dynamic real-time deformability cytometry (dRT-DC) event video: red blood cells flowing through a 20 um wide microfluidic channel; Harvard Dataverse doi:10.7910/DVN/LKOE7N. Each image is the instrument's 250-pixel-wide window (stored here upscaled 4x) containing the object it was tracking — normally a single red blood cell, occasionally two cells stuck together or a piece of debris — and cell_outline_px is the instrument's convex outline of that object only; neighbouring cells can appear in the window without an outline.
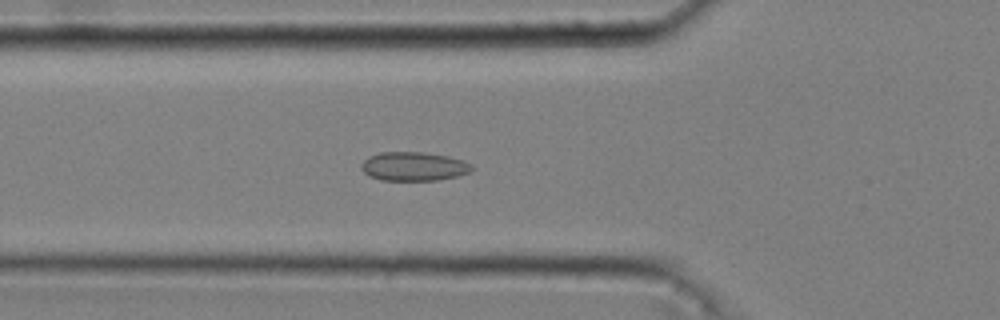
{"species": "common noctule bat (a hibernating species)", "species_latin": "Nyctalus noctula", "temperature_condition": "cold", "stored_images_in_passage": 51, "camera_frame_rate_fps": 3000, "um_per_image_px": 0.085, "animal": {"sex": "male", "body_mass_g": 20.4}, "frame": {"image": 1, "passage_image": 18, "time_ms": 5.667, "image_size_px": [1000, 320], "cell_outline_px": [[472, 168], [468, 172], [456, 176], [436, 180], [380, 180], [368, 176], [360, 168], [360, 164], [368, 156], [380, 152], [420, 152], [448, 156], [464, 160], [472, 164]], "centroid_in_image_um": [35.12, 14.14], "position_along_channel_um": 90.7, "area_um2": 18.61}}
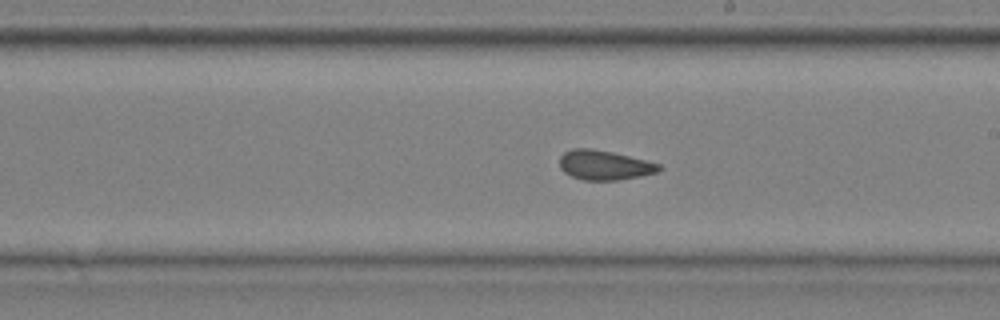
{"frame": {"image": 2, "passage_image": 30, "time_ms": 9.667, "image_size_px": [1000, 320], "cell_outline_px": [[664, 168], [656, 172], [640, 176], [616, 180], [584, 180], [572, 176], [564, 172], [560, 168], [560, 156], [564, 152], [572, 148], [592, 148], [612, 152], [648, 160], [660, 164]], "centroid_in_image_um": [51.38, 14.02], "position_along_channel_um": 237.6, "area_um2": 17.22}}
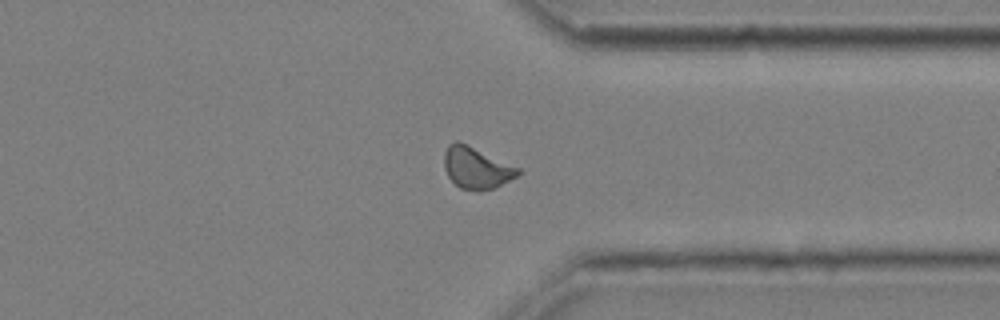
{"frame": {"image": 3, "passage_image": 41, "time_ms": 13.333, "image_size_px": [1000, 320], "cell_outline_px": [[520, 172], [516, 176], [492, 188], [480, 192], [476, 192], [460, 188], [448, 176], [444, 168], [444, 152], [448, 144], [456, 140], [520, 168]], "centroid_in_image_um": [40.45, 14.28], "position_along_channel_um": 371.0, "area_um2": 17.63}, "authors_computed_cell_mechanics": {"area_um2": 17.629, "velocity_mm_per_s": 3.6713, "shape_relaxation_time_tau1_ms": null, "shape_relaxation_time_tau2_ms": 1.7602, "deformation_change_tau1": null, "deformation_change_tau2": 0.0684}}